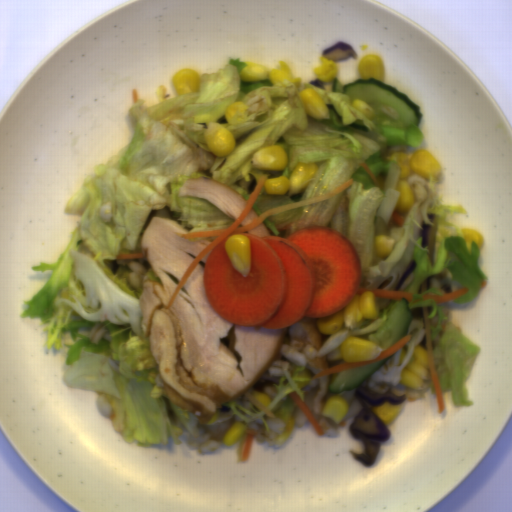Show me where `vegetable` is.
<instances>
[{
  "label": "vegetable",
  "instance_id": "obj_3",
  "mask_svg": "<svg viewBox=\"0 0 512 512\" xmlns=\"http://www.w3.org/2000/svg\"><path fill=\"white\" fill-rule=\"evenodd\" d=\"M384 320L378 317V319H365L360 325L355 328L342 327L331 335H324L322 333V341L320 347L317 349L316 357H326L329 368L347 363L339 350L340 344L348 336H361L368 333L377 331L384 326Z\"/></svg>",
  "mask_w": 512,
  "mask_h": 512
},
{
  "label": "vegetable",
  "instance_id": "obj_4",
  "mask_svg": "<svg viewBox=\"0 0 512 512\" xmlns=\"http://www.w3.org/2000/svg\"><path fill=\"white\" fill-rule=\"evenodd\" d=\"M378 301H379V307H380V312L385 309L390 303L392 302H400L401 300H389V299H379L377 298Z\"/></svg>",
  "mask_w": 512,
  "mask_h": 512
},
{
  "label": "vegetable",
  "instance_id": "obj_5",
  "mask_svg": "<svg viewBox=\"0 0 512 512\" xmlns=\"http://www.w3.org/2000/svg\"><path fill=\"white\" fill-rule=\"evenodd\" d=\"M218 236H211V237H196V238H188L189 241L193 242H200L203 240H211L212 242L217 238Z\"/></svg>",
  "mask_w": 512,
  "mask_h": 512
},
{
  "label": "vegetable",
  "instance_id": "obj_1",
  "mask_svg": "<svg viewBox=\"0 0 512 512\" xmlns=\"http://www.w3.org/2000/svg\"><path fill=\"white\" fill-rule=\"evenodd\" d=\"M246 61L230 58L213 73L200 77V91L171 96L163 84L156 89L158 102H134L128 112L133 137L105 163L97 164L79 190L73 193L64 212L81 215L77 227L55 262H39L31 270L51 274L29 300L19 318L37 320L46 332V348H67L61 371L65 386L105 395L112 409L109 417L115 432L139 448L152 444L180 446L179 424L198 437L199 421L173 403L166 393L148 338L141 325L139 299L146 279L155 275L149 261L130 259L143 265L141 288L129 281L132 272L117 264L119 254L141 253V236L154 216L176 220L186 231L226 229L236 221L207 199L180 196L189 178L211 177L236 190L247 202L261 177L289 178L299 163L319 167L307 189L288 195L267 194L264 187L252 205L258 217L290 203L326 195L353 179L337 195L302 207L286 209L263 219L270 237L287 238L298 230L325 226L344 234L355 247L361 269L360 286L395 290L406 268L416 267L400 289L413 293L407 304L412 320L405 336L406 353L400 366L401 348L393 353L394 365L384 374L380 367L363 388L378 384L398 385L404 367L417 345L426 350L423 307H428L432 356L441 392L450 389L456 408L473 407L466 382L481 349L445 315V307L424 295H441L429 288L431 276L447 268L468 292L452 300L468 303L481 290L487 275L480 267L478 244L471 240L469 252L461 228L449 215H470L464 205L444 203L438 193L440 180L409 174L415 196L409 212H399L406 223L399 227L391 218L400 198L397 183L401 168L386 160L389 148L421 147L424 136L419 127L375 125L371 118L353 107L348 95L333 92L334 80L323 88L303 83L297 88L286 79L283 85L270 80L243 81L240 73ZM314 88L326 105H334L342 116L330 111L328 120L318 121L301 107L298 94ZM263 95L268 110L249 113L245 123L229 124L226 108ZM357 119L370 132L351 128ZM209 122L224 126L234 135L236 147L224 157L208 148L203 131ZM278 144L286 149L289 164L283 171H262L251 165L255 151ZM367 163L378 184L358 163ZM427 213L439 223L434 248V266L428 246L418 235L421 224L432 225ZM390 235L395 241L387 258L374 255L375 235ZM396 291V290H395ZM97 322L112 335L111 343L101 339L91 344L88 336Z\"/></svg>",
  "mask_w": 512,
  "mask_h": 512
},
{
  "label": "vegetable",
  "instance_id": "obj_2",
  "mask_svg": "<svg viewBox=\"0 0 512 512\" xmlns=\"http://www.w3.org/2000/svg\"><path fill=\"white\" fill-rule=\"evenodd\" d=\"M304 370H308L309 372L311 371L307 364L305 366L298 365L292 373L291 370H288L285 367L283 369V375L279 378L278 383H273L275 389L277 390L273 401L269 406L262 410H256L251 403L249 406L254 410V412H252L242 406L235 399L230 402L223 403L221 406L228 407L229 411H232L233 414L239 417L243 423H248L255 419L262 420L264 429L268 433L270 432V427L266 423V418H278L276 415L278 411L281 412L283 419L290 420L291 417H293L295 420V413L299 407L290 398V394L296 392L305 403L306 392L304 388L299 389V386L296 383H304L310 381V378L308 377L298 376L299 373L303 372Z\"/></svg>",
  "mask_w": 512,
  "mask_h": 512
}]
</instances>
